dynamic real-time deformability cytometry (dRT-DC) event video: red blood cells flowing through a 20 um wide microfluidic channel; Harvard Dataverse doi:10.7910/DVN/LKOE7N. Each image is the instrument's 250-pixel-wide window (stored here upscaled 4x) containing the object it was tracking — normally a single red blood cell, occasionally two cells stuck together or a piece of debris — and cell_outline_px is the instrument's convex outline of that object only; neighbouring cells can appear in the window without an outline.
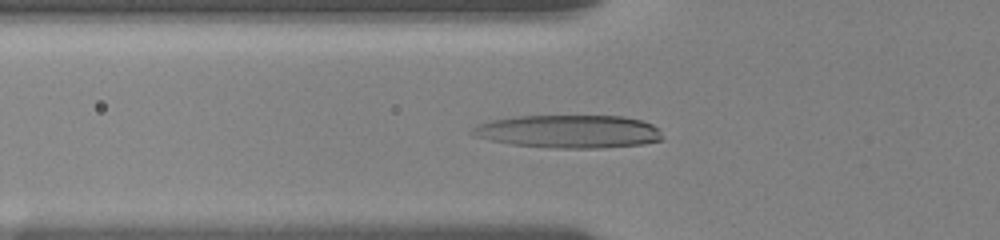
{"species": "human", "species_latin": "Homo sapiens", "temperature_condition": "room temperature", "stored_images_in_passage": 52, "camera_frame_rate_fps": 3000, "um_per_image_px": 0.085, "donor": {"sex": "female"}, "frame": {"image": 1, "passage_image": 16, "time_ms": 4.0, "image_size_px": [1000, 240], "cell_outline_px": [[664, 140], [644, 144], [600, 148], [556, 148], [512, 144], [472, 136], [468, 132], [476, 124], [492, 120], [520, 116], [624, 116], [640, 120], [652, 124], [660, 128], [664, 136]], "centroid_in_image_um": [48.39, 11.18], "position_along_channel_um": 77.4, "area_um2": 36.88}}
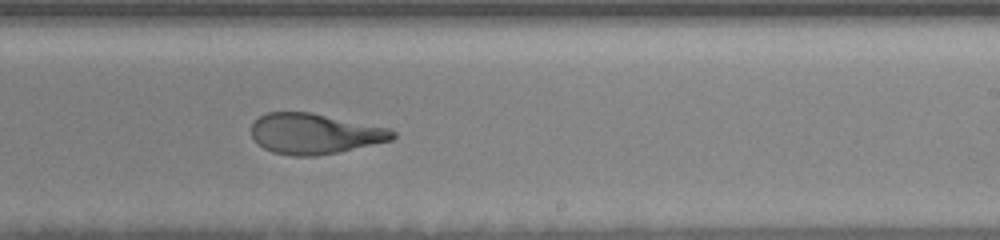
{"frame": {"image": 2, "passage_image": 31, "time_ms": 9.0, "image_size_px": [1000, 240], "cell_outline_px": [[396, 136], [392, 140], [336, 152], [316, 156], [292, 156], [272, 152], [264, 148], [252, 136], [252, 124], [260, 116], [268, 112], [312, 112], [392, 128], [396, 132]], "centroid_in_image_um": [26.78, 11.35], "position_along_channel_um": 262.2, "area_um2": 33.35}}
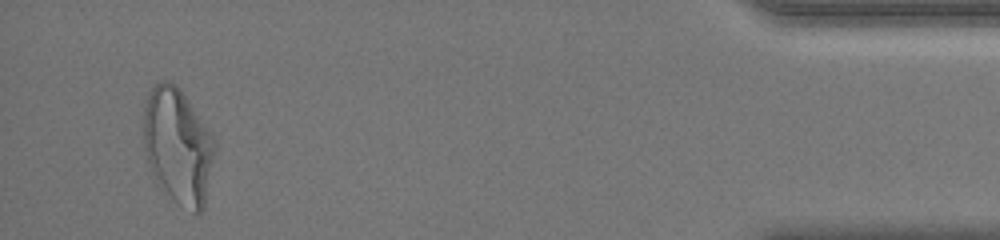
{"frame": {"image": 3, "passage_image": 51, "time_ms": 15.0, "image_size_px": [1000, 240], "cell_outline_px": [[216, 152], [204, 208], [196, 216], [160, 188], [156, 184], [144, 152], [144, 108], [148, 92], [152, 84], [160, 80], [168, 80], [176, 84], [180, 88], [208, 128], [216, 144]], "centroid_in_image_um": [15.13, 12.4], "position_along_channel_um": 420.1, "area_um2": 48.61}, "authors_computed_cell_mechanics": {"area_um2": 34.7378, "velocity_mm_per_s": 3.685, "shape_relaxation_time_tau1_ms": 5.9902, "shape_relaxation_time_tau2_ms": 2.0661, "deformation_change_tau1": 0.253, "deformation_change_tau2": 0.0942}}